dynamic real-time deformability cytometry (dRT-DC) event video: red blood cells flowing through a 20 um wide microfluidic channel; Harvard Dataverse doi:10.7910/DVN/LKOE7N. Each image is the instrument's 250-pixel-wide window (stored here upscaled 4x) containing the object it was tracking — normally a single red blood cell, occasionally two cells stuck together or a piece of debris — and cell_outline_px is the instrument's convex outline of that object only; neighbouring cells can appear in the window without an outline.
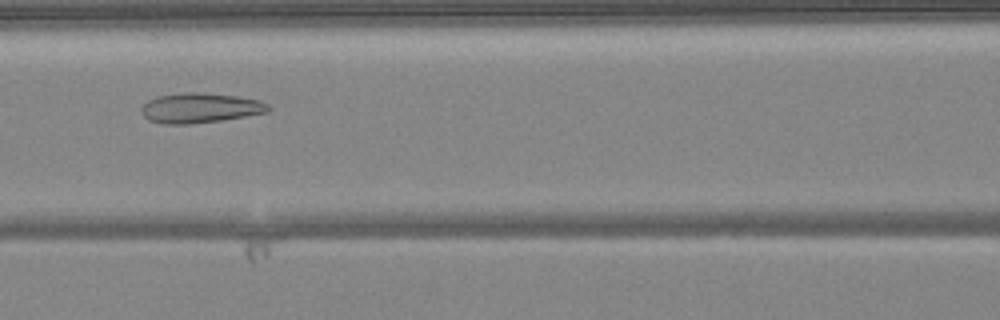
{"species": "common noctule bat (a hibernating species)", "species_latin": "Nyctalus noctula", "temperature_condition": "warm", "stored_images_in_passage": 50, "camera_frame_rate_fps": 3000, "um_per_image_px": 0.085, "animal": {"sex": "female", "body_mass_g": 24.6, "forearm_length_mm": 56.2}, "frame": {"image": 1, "passage_image": 22, "time_ms": 7.0, "image_size_px": [1000, 320], "cell_outline_px": [[272, 108], [268, 112], [220, 120], [192, 124], [164, 124], [148, 120], [140, 112], [140, 108], [148, 100], [156, 96], [184, 92], [196, 92], [236, 96], [260, 100], [268, 104]], "centroid_in_image_um": [16.98, 9.17], "position_along_channel_um": 149.6, "area_um2": 22.2}}
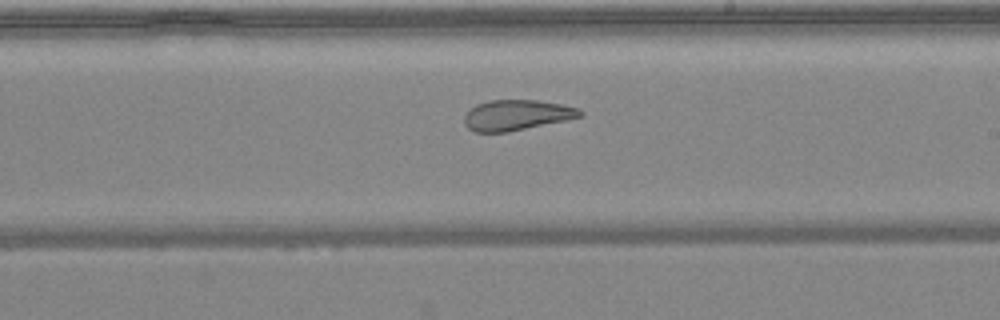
{"frame": {"image": 2, "passage_image": 29, "time_ms": 9.333, "image_size_px": [1000, 320], "cell_outline_px": [[584, 116], [568, 120], [508, 132], [476, 132], [468, 128], [464, 124], [464, 116], [476, 104], [488, 100], [536, 100], [560, 104], [580, 108], [584, 112]], "centroid_in_image_um": [43.95, 9.78], "position_along_channel_um": 245.0, "area_um2": 20.69}}
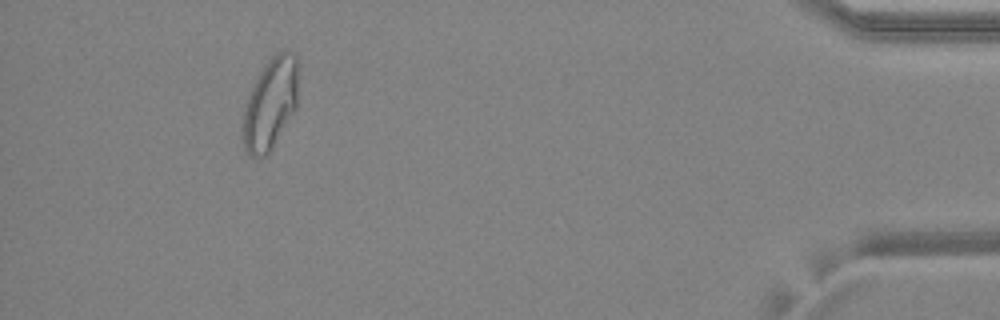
{"frame": {"image": 3, "passage_image": 46, "time_ms": 15.0, "image_size_px": [1000, 320], "cell_outline_px": [[300, 64], [296, 108], [272, 148], [264, 156], [248, 156], [244, 148], [244, 108], [248, 96], [256, 76], [264, 64], [272, 56], [280, 52], [296, 52]], "centroid_in_image_um": [23.02, 8.74], "position_along_channel_um": 412.2, "area_um2": 29.65}, "authors_computed_cell_mechanics": {"area_um2": 27.8307, "velocity_mm_per_s": 4.1046, "shape_relaxation_time_tau1_ms": null, "shape_relaxation_time_tau2_ms": 1.4278, "deformation_change_tau1": null, "deformation_change_tau2": 0.096}}